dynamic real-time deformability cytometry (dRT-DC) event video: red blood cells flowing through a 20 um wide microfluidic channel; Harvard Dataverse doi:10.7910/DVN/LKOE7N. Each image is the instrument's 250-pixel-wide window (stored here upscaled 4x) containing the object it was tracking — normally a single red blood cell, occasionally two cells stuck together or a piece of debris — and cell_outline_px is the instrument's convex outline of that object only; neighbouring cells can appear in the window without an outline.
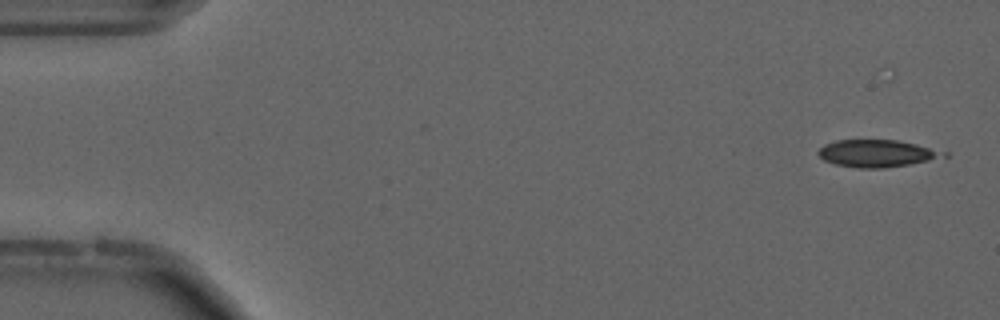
{"species": "common noctule bat (a hibernating species)", "species_latin": "Nyctalus noctula", "temperature_condition": "cold", "stored_images_in_passage": 5, "camera_frame_rate_fps": 3000, "um_per_image_px": 0.085, "animal": {"sex": "male", "forearm_length_mm": 52.5}, "frame": {"image": 1, "passage_image": 1, "time_ms": 0.0, "image_size_px": [1000, 320], "cell_outline_px": [[936, 156], [928, 160], [908, 164], [884, 168], [856, 168], [836, 164], [824, 160], [816, 152], [824, 144], [836, 140], [896, 140], [916, 144], [928, 148], [936, 152]], "centroid_in_image_um": [74.29, 13.03], "position_along_channel_um": 10.7, "area_um2": 18.96}}